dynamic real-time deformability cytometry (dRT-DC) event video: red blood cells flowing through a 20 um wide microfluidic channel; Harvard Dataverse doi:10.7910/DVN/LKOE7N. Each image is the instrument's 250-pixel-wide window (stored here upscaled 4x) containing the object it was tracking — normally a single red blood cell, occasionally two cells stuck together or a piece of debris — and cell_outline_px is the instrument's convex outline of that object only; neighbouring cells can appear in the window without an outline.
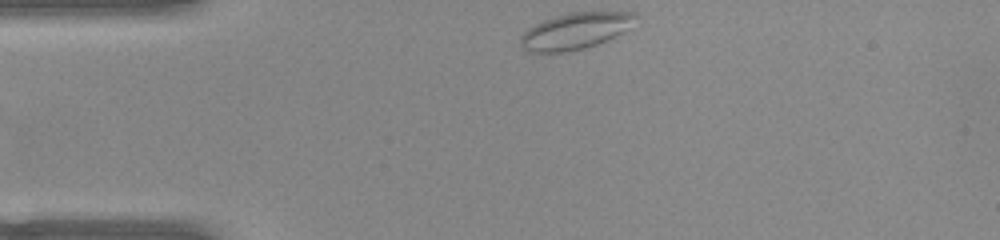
{"species": "common noctule bat (a hibernating species)", "species_latin": "Nyctalus noctula", "temperature_condition": "warm", "stored_images_in_passage": 35, "camera_frame_rate_fps": 3000, "um_per_image_px": 0.085, "animal": {"sex": "female", "body_mass_g": 22.0, "forearm_length_mm": 56.7}, "frame": {"image": 1, "passage_image": 1, "time_ms": 0.0, "image_size_px": [1000, 240], "cell_outline_px": [[636, 16], [616, 36], [608, 40], [584, 48], [564, 52], [524, 52], [520, 44], [520, 36], [528, 28], [544, 20], [556, 16], [572, 12], [636, 12]], "centroid_in_image_um": [48.8, 2.65], "position_along_channel_um": 36.2, "area_um2": 23.87}}
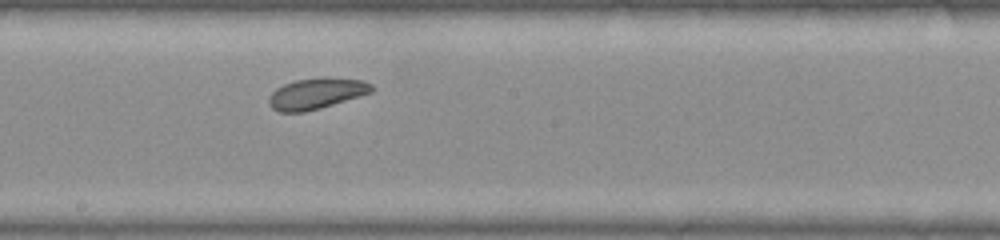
{"frame": {"image": 2, "passage_image": 18, "time_ms": 5.667, "image_size_px": [1000, 240], "cell_outline_px": [[372, 92], [360, 96], [320, 108], [304, 112], [280, 112], [272, 108], [268, 104], [268, 96], [276, 88], [284, 84], [296, 80], [320, 76], [332, 76], [364, 80], [372, 84]], "centroid_in_image_um": [26.89, 7.92], "position_along_channel_um": 221.3, "area_um2": 18.9}}
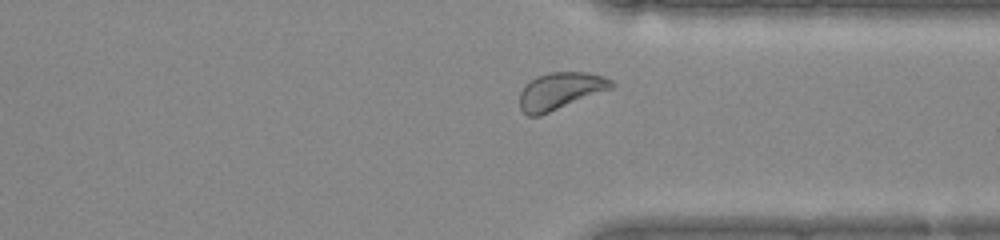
{"frame": {"image": 3, "passage_image": 29, "time_ms": 9.333, "image_size_px": [1000, 240], "cell_outline_px": [[616, 84], [612, 88], [540, 116], [528, 116], [520, 108], [520, 92], [536, 76], [548, 72], [588, 72], [604, 76], [612, 80]], "centroid_in_image_um": [47.65, 7.72], "position_along_channel_um": 363.8, "area_um2": 19.71}, "authors_computed_cell_mechanics": {"area_um2": 19.363, "velocity_mm_per_s": 3.8792, "shape_relaxation_time_tau1_ms": 8.7162, "shape_relaxation_time_tau2_ms": null, "deformation_change_tau1": 0.0995, "deformation_change_tau2": null}}